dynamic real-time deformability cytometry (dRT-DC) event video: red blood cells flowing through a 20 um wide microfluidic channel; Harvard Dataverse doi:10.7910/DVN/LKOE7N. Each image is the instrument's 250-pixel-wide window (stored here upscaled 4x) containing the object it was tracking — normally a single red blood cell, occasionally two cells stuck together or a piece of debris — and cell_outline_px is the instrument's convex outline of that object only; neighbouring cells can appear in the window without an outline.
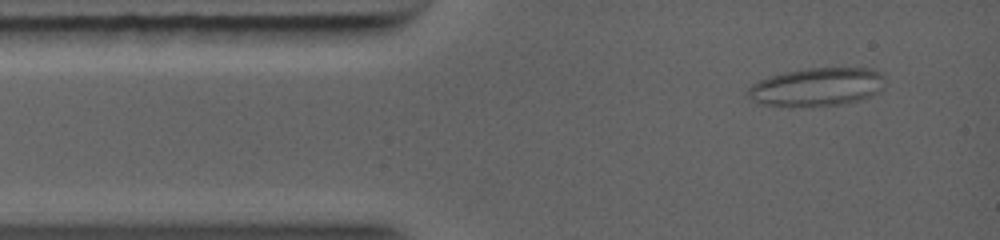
{"species": "common noctule bat (a hibernating species)", "species_latin": "Nyctalus noctula", "temperature_condition": "warm", "stored_images_in_passage": 12, "camera_frame_rate_fps": 5000, "um_per_image_px": 0.085, "animal": {"sex": "female", "body_mass_g": 19.0, "forearm_length_mm": 56.7}, "frame": {"image": 1, "passage_image": 2, "time_ms": 0.4, "image_size_px": [1000, 240], "cell_outline_px": [[884, 88], [880, 92], [860, 100], [848, 104], [756, 104], [748, 96], [748, 88], [752, 84], [768, 76], [784, 72], [808, 68], [872, 68], [880, 72]], "centroid_in_image_um": [69.46, 7.36], "position_along_channel_um": 15.5, "area_um2": 30.0}}
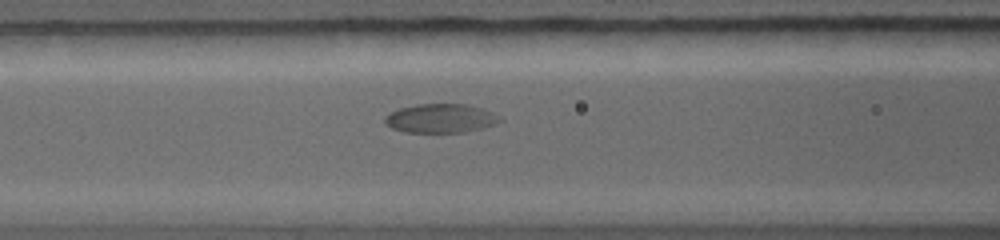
{"frame": {"image": 2, "passage_image": 8, "time_ms": 4.0, "image_size_px": [1000, 240], "cell_outline_px": [[504, 120], [496, 124], [484, 128], [464, 132], [404, 132], [392, 128], [384, 124], [384, 116], [400, 108], [416, 104], [468, 104], [492, 112]], "centroid_in_image_um": [37.46, 10.06], "position_along_channel_um": 129.1, "area_um2": 19.48}}
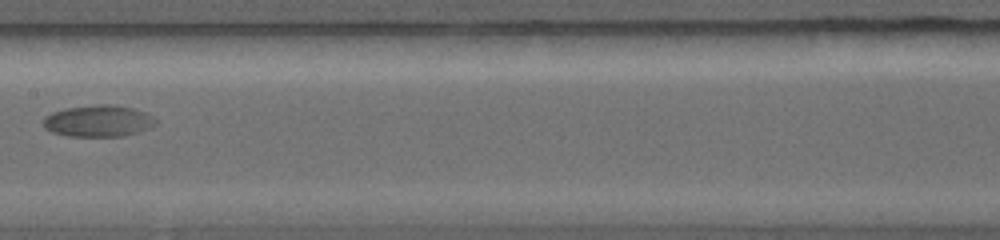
{"frame": {"image": 3, "passage_image": 11, "time_ms": 5.6, "image_size_px": [1000, 240], "cell_outline_px": [[156, 124], [148, 128], [124, 136], [68, 136], [52, 132], [44, 128], [44, 116], [52, 112], [64, 108], [100, 104], [112, 104], [132, 108], [144, 112], [152, 116], [156, 120]], "centroid_in_image_um": [8.33, 10.27], "position_along_channel_um": 199.1, "area_um2": 20.63}}